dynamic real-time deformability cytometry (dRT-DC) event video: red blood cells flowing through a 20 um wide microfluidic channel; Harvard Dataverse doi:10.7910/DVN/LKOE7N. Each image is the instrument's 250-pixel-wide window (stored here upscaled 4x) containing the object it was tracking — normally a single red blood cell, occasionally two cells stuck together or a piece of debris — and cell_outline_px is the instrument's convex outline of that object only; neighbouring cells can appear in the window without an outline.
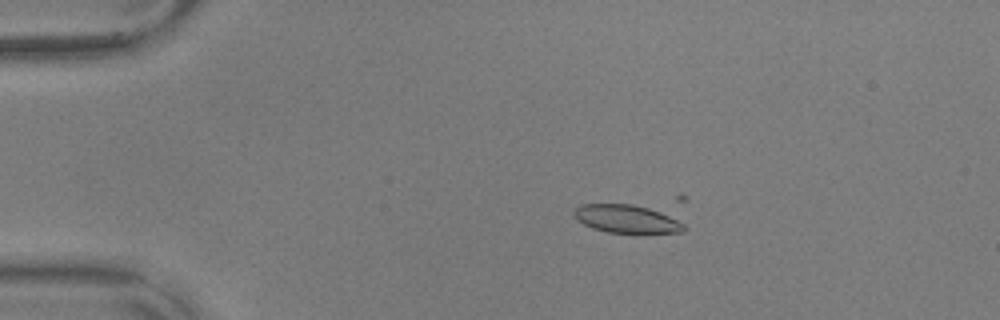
{"species": "common noctule bat (a hibernating species)", "species_latin": "Nyctalus noctula", "temperature_condition": "warm", "stored_images_in_passage": 16, "camera_frame_rate_fps": 3000, "um_per_image_px": 0.085, "animal": {"sex": "male", "body_mass_g": 17.9, "forearm_length_mm": 54.2}, "frame": {"image": 1, "passage_image": 13, "time_ms": 4.0, "image_size_px": [1000, 320], "cell_outline_px": [[684, 232], [640, 236], [636, 236], [608, 232], [592, 228], [576, 220], [572, 212], [580, 204], [632, 204], [648, 208], [660, 212], [684, 224]], "centroid_in_image_um": [53.27, 18.67], "position_along_channel_um": 31.7, "area_um2": 18.79}}